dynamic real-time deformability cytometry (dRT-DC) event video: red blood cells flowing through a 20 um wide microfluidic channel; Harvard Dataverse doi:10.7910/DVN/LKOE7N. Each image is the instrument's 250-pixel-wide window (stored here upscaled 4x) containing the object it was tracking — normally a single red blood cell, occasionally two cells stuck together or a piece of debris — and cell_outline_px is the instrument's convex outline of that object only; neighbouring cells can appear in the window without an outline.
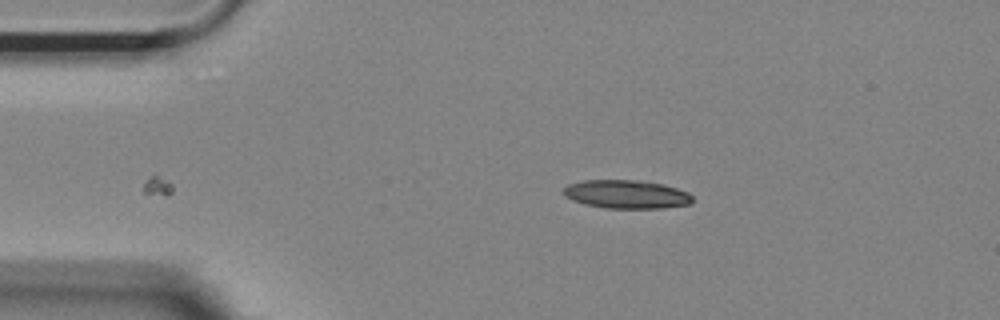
{"species": "Egyptian fruit bat (a non-hibernating species)", "species_latin": "Rousettus aegyptiacus", "temperature_condition": "room temperature", "stored_images_in_passage": 41, "camera_frame_rate_fps": 3000, "um_per_image_px": 0.085, "animal": {"sex": "female"}, "frame": {"image": 1, "passage_image": 1, "time_ms": 0.0, "image_size_px": [1000, 320], "cell_outline_px": [[692, 204], [664, 208], [604, 208], [584, 204], [572, 200], [564, 196], [564, 188], [568, 184], [584, 180], [636, 180], [664, 184], [688, 192], [692, 196]], "centroid_in_image_um": [53.25, 16.52], "position_along_channel_um": 31.7, "area_um2": 21.5}}
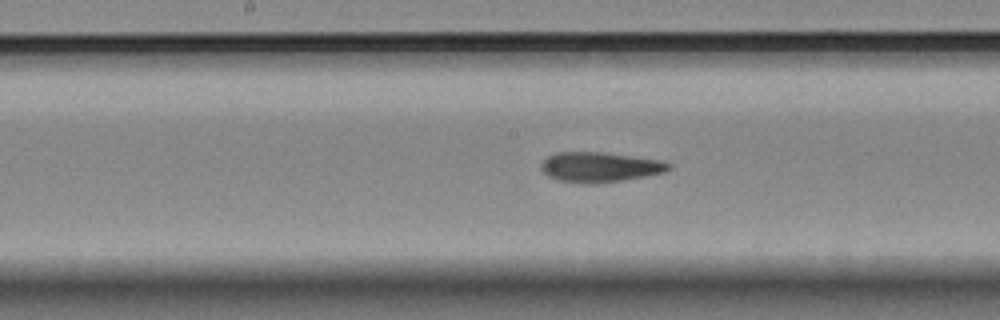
{"frame": {"image": 2, "passage_image": 18, "time_ms": 5.667, "image_size_px": [1000, 320], "cell_outline_px": [[672, 168], [664, 172], [644, 176], [620, 180], [592, 184], [584, 184], [560, 180], [548, 176], [540, 168], [540, 164], [548, 156], [556, 152], [604, 152], [660, 160], [672, 164]], "centroid_in_image_um": [50.97, 14.19], "position_along_channel_um": 197.2, "area_um2": 22.2}}
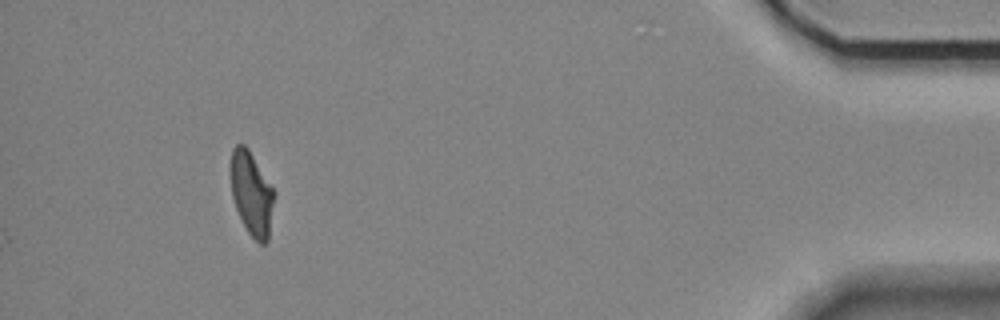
{"frame": {"image": 3, "passage_image": 41, "time_ms": 13.333, "image_size_px": [1000, 320], "cell_outline_px": [[276, 192], [268, 240], [264, 244], [260, 244], [248, 232], [236, 208], [232, 196], [232, 148], [236, 144], [244, 144], [248, 148]], "centroid_in_image_um": [21.43, 16.46], "position_along_channel_um": 413.8, "area_um2": 20.92}, "authors_computed_cell_mechanics": {"area_um2": 21.964, "velocity_mm_per_s": 3.6528, "shape_relaxation_time_tau1_ms": 9.2907, "shape_relaxation_time_tau2_ms": 2.6395, "deformation_change_tau1": 0.2655, "deformation_change_tau2": 0.1174}}